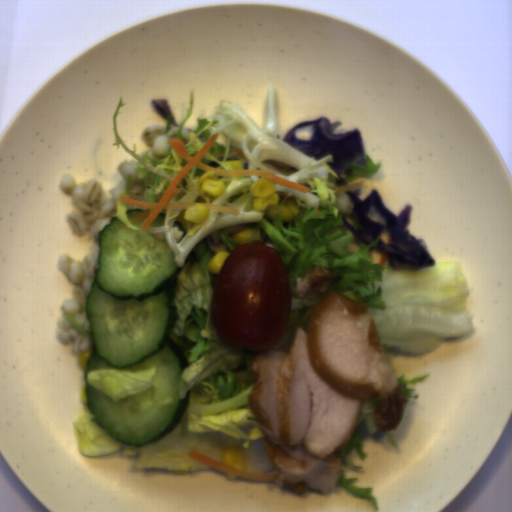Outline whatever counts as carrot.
I'll list each match as a JSON object with an SVG mask.
<instances>
[{
	"label": "carrot",
	"instance_id": "b8716197",
	"mask_svg": "<svg viewBox=\"0 0 512 512\" xmlns=\"http://www.w3.org/2000/svg\"><path fill=\"white\" fill-rule=\"evenodd\" d=\"M219 133H214L203 145V147L195 154L194 157H191L186 151L185 145L183 141L178 138H173L168 140V145L177 152L181 157L186 159L188 163L179 171V173L174 177L172 182L167 187L163 196L159 200V202H145L140 200H133L130 197H122L121 203H127L130 205L140 206L148 208L142 211L140 214L133 216L129 222L132 224L138 222L142 218L146 217L143 224L140 227L139 233L141 235H145L151 223L156 219V217L161 213L162 209H189L195 205H204L207 209H213L218 211H224L230 214L239 215V211L236 208L231 206H223L221 204H208V203H193V202H168L175 196L181 193L183 188H180L178 191L174 192L177 186L179 185L182 178L194 167L200 168L204 171H214L216 176H245V175H258L261 177H265L268 180H273L277 184L284 185L290 187L292 189H297L302 192H310L309 187L301 185L299 183L291 182L279 178L273 175L270 172L265 170H233V169H214L203 163L200 160L210 151L213 143L217 139Z\"/></svg>",
	"mask_w": 512,
	"mask_h": 512
},
{
	"label": "carrot",
	"instance_id": "1c9b5961",
	"mask_svg": "<svg viewBox=\"0 0 512 512\" xmlns=\"http://www.w3.org/2000/svg\"><path fill=\"white\" fill-rule=\"evenodd\" d=\"M366 184L365 180H362L360 182L352 183V184H346V185H338L330 187L333 190H337L334 194V196H338L348 190H357L364 186Z\"/></svg>",
	"mask_w": 512,
	"mask_h": 512
},
{
	"label": "carrot",
	"instance_id": "07d2c1c8",
	"mask_svg": "<svg viewBox=\"0 0 512 512\" xmlns=\"http://www.w3.org/2000/svg\"><path fill=\"white\" fill-rule=\"evenodd\" d=\"M388 257H389L388 251L387 250H383V252L381 254V257H380V260H379V265H381V266L385 265Z\"/></svg>",
	"mask_w": 512,
	"mask_h": 512
},
{
	"label": "carrot",
	"instance_id": "cead05ca",
	"mask_svg": "<svg viewBox=\"0 0 512 512\" xmlns=\"http://www.w3.org/2000/svg\"><path fill=\"white\" fill-rule=\"evenodd\" d=\"M188 457L194 461H197L203 465H206L208 467H212L218 470H221L225 473H228L230 475L236 476L241 479H250V480H257V481H264V482H274L278 480L279 475L275 474L273 472L269 473H247L245 471H240L237 469H234L222 462H218L216 460L210 459L205 455H202L198 452L189 451L187 453Z\"/></svg>",
	"mask_w": 512,
	"mask_h": 512
}]
</instances>
